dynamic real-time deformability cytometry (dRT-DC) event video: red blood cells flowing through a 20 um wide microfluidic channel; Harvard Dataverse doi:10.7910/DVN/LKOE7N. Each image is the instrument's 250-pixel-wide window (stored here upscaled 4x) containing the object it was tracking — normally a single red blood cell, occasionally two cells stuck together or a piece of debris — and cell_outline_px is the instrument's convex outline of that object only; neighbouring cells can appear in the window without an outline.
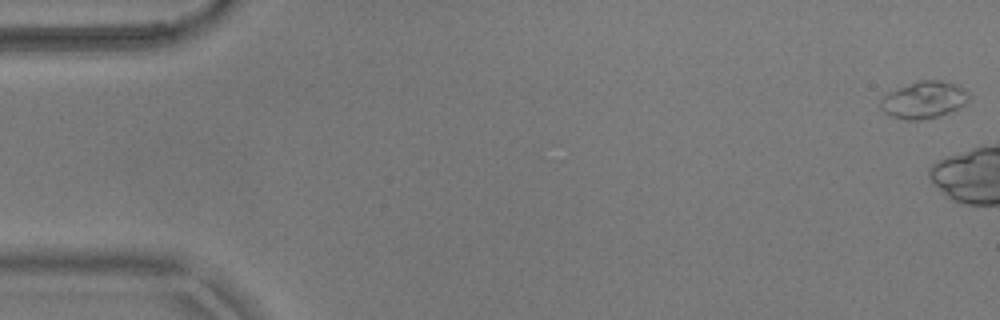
{"species": "common noctule bat (a hibernating species)", "species_latin": "Nyctalus noctula", "temperature_condition": "warm", "stored_images_in_passage": 6, "camera_frame_rate_fps": 3000, "um_per_image_px": 0.085, "animal": {"sex": "male", "body_mass_g": 17.9}, "frame": {"image": 1, "passage_image": 1, "time_ms": 0.0, "image_size_px": [1000, 320], "cell_outline_px": [[968, 100], [964, 104], [948, 112], [936, 116], [920, 120], [904, 120], [892, 116], [884, 112], [880, 108], [880, 100], [888, 92], [920, 80], [940, 80], [956, 84], [964, 88], [968, 92]], "centroid_in_image_um": [78.51, 8.48], "position_along_channel_um": 6.5, "area_um2": 18.79}}